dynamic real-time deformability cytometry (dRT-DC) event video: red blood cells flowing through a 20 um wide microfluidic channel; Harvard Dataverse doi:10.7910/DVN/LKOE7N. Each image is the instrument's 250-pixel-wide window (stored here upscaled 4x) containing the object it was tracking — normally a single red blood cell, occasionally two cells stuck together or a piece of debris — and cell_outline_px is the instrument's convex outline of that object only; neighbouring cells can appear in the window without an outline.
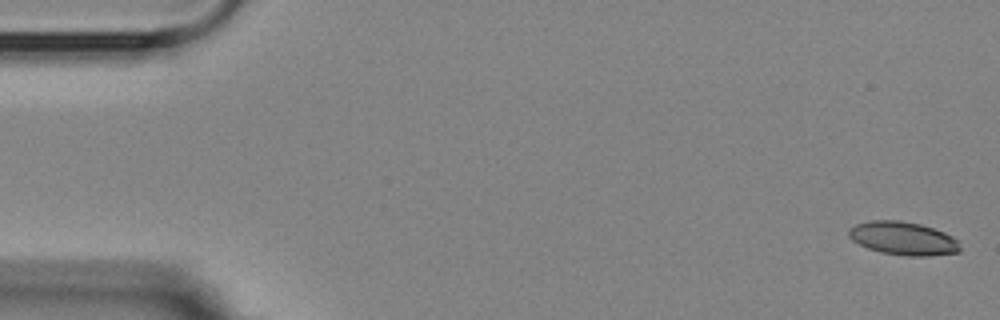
{"species": "Egyptian fruit bat (a non-hibernating species)", "species_latin": "Rousettus aegyptiacus", "temperature_condition": "room temperature", "stored_images_in_passage": 4, "segment_of_instrument_passage": [2, 2], "camera_frame_rate_fps": 3000, "um_per_image_px": 0.085, "animal": {"sex": "female"}, "frame": {"image": 1, "passage_image": 4, "time_ms": 5.667, "image_size_px": [1000, 320], "cell_outline_px": [[960, 252], [928, 256], [908, 256], [880, 252], [868, 248], [852, 240], [848, 236], [848, 228], [856, 224], [872, 220], [900, 220], [920, 224], [944, 232], [960, 240]], "centroid_in_image_um": [76.78, 20.26], "position_along_channel_um": 8.2, "area_um2": 21.73}}